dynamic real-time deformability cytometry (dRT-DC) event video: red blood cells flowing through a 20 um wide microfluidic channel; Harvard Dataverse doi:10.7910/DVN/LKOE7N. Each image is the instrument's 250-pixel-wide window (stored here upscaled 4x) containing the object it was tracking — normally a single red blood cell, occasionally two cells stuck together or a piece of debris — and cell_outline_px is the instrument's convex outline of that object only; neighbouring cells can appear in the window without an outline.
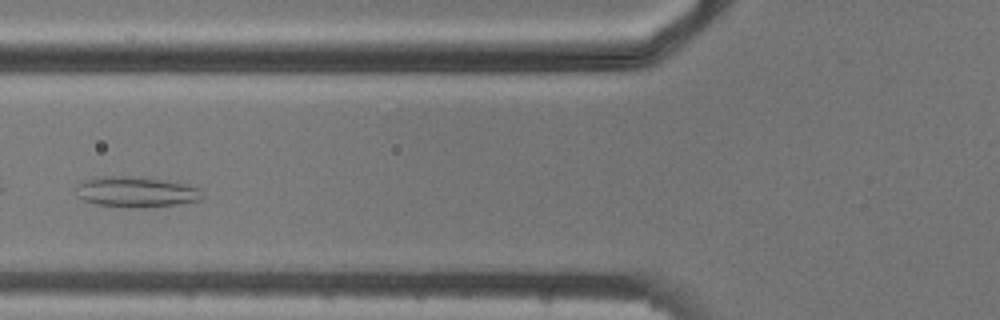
{"species": "common noctule bat (a hibernating species)", "species_latin": "Nyctalus noctula", "temperature_condition": "cold", "stored_images_in_passage": 4, "camera_frame_rate_fps": 3000, "um_per_image_px": 0.085, "animal": {"sex": "male", "body_mass_g": 20.5, "forearm_length_mm": 52.5}, "frame": {"image": 1, "passage_image": 4, "time_ms": 3.667, "image_size_px": [1000, 320], "cell_outline_px": [[204, 196], [200, 200], [180, 204], [124, 208], [96, 204], [84, 200], [76, 196], [76, 184], [80, 180], [104, 176], [124, 176], [164, 180], [188, 184], [204, 188]], "centroid_in_image_um": [11.58, 16.31], "position_along_channel_um": 114.2, "area_um2": 22.83}}